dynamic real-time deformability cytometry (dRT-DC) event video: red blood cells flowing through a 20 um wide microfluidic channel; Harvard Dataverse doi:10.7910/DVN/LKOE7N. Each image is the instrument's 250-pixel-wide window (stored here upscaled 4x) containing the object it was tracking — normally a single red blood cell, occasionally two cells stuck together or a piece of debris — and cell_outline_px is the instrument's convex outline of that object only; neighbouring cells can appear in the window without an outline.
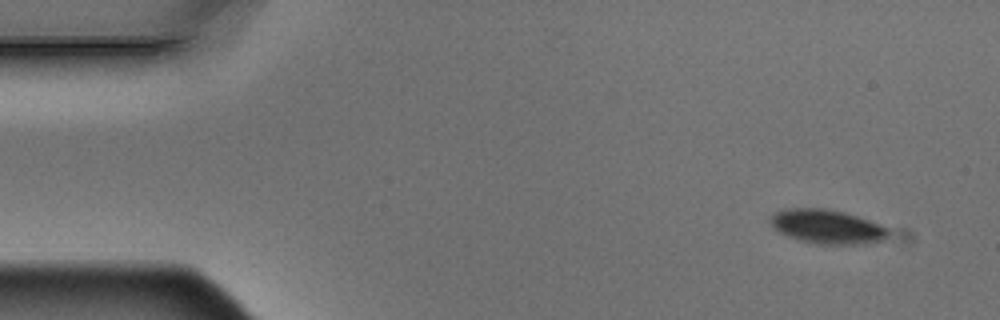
{"species": "Egyptian fruit bat (a non-hibernating species)", "species_latin": "Rousettus aegyptiacus", "temperature_condition": "warm", "stored_images_in_passage": 4, "camera_frame_rate_fps": 3000, "um_per_image_px": 0.085, "animal": {"sex": "male"}, "frame": {"image": 1, "passage_image": 1, "time_ms": 0.0, "image_size_px": [1000, 320], "cell_outline_px": [[888, 236], [884, 240], [856, 244], [820, 244], [800, 240], [788, 236], [780, 232], [772, 224], [772, 216], [776, 212], [788, 208], [824, 208], [844, 212], [880, 224], [888, 228]], "centroid_in_image_um": [70.34, 19.26], "position_along_channel_um": 14.7, "area_um2": 23.0}}
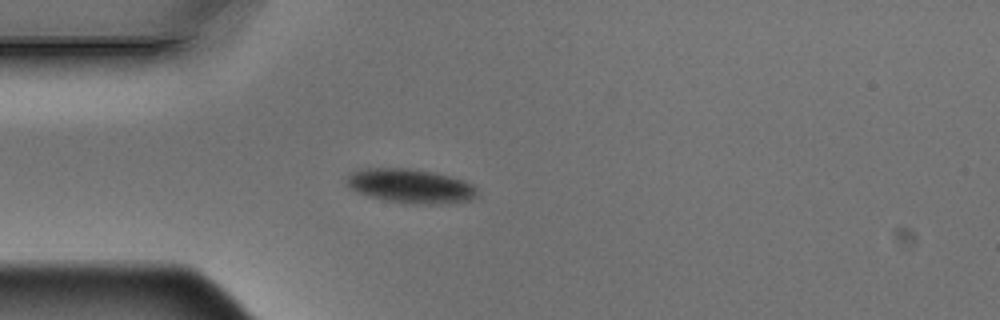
{"frame": {"image": 2, "passage_image": 4, "time_ms": 1.0, "image_size_px": [1000, 320], "cell_outline_px": [[480, 196], [468, 200], [436, 204], [404, 204], [384, 200], [368, 196], [356, 192], [348, 188], [348, 176], [352, 172], [364, 168], [408, 168], [432, 172], [464, 180], [472, 184], [476, 188]], "centroid_in_image_um": [34.89, 15.82], "position_along_channel_um": 50.1, "area_um2": 26.13}}